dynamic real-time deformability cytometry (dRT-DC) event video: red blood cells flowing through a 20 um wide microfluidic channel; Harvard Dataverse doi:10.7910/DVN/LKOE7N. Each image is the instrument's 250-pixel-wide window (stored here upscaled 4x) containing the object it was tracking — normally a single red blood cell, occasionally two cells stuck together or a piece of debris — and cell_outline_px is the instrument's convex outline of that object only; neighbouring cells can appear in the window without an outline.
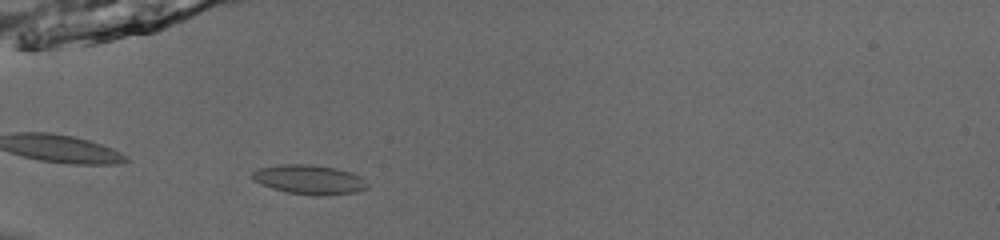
{"species": "common noctule bat (a hibernating species)", "species_latin": "Nyctalus noctula", "temperature_condition": "room temperature", "stored_images_in_passage": 22, "camera_frame_rate_fps": 3000, "um_per_image_px": 0.085, "animal": {"sex": "male", "body_mass_g": 13.0, "forearm_length_mm": 53.1}, "frame": {"image": 1, "passage_image": 2, "time_ms": 0.333, "image_size_px": [1000, 240], "cell_outline_px": [[368, 188], [352, 192], [328, 196], [312, 196], [288, 192], [272, 188], [260, 184], [252, 180], [252, 172], [260, 168], [280, 164], [308, 164], [336, 168], [352, 172], [360, 176], [368, 184]], "centroid_in_image_um": [26.29, 15.27], "position_along_channel_um": 58.7, "area_um2": 19.83}}
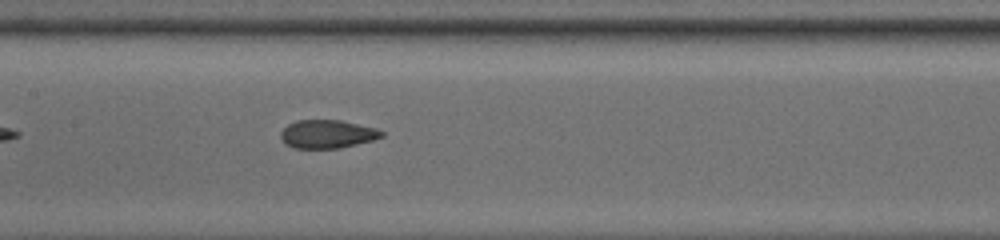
{"frame": {"image": 2, "passage_image": 12, "time_ms": 3.667, "image_size_px": [1000, 240], "cell_outline_px": [[384, 136], [372, 140], [340, 148], [292, 148], [284, 144], [280, 136], [280, 132], [288, 124], [296, 120], [340, 120], [376, 128], [384, 132]], "centroid_in_image_um": [27.79, 11.39], "position_along_channel_um": 179.6, "area_um2": 16.7}}
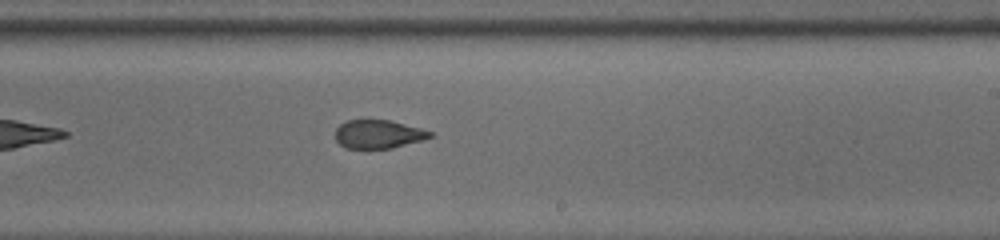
{"frame": {"image": 3, "passage_image": 18, "time_ms": 5.667, "image_size_px": [1000, 240], "cell_outline_px": [[432, 136], [424, 140], [392, 148], [344, 148], [336, 140], [336, 128], [340, 124], [348, 120], [388, 120], [420, 128], [432, 132]], "centroid_in_image_um": [32.15, 11.41], "position_along_channel_um": 256.8, "area_um2": 15.61}}